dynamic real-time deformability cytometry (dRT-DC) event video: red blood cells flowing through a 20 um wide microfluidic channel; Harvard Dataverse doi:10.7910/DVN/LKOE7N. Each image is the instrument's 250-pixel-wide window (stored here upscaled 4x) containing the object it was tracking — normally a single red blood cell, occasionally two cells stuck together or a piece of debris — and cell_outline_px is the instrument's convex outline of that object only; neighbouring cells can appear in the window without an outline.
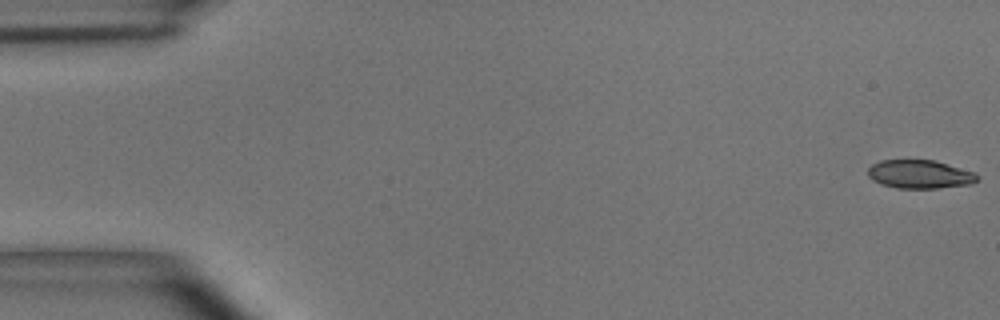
{"species": "common noctule bat (a hibernating species)", "species_latin": "Nyctalus noctula", "temperature_condition": "room temperature", "stored_images_in_passage": 12, "camera_frame_rate_fps": 3000, "um_per_image_px": 0.085, "animal": {"sex": "male", "body_mass_g": 15.6}, "frame": {"image": 1, "passage_image": 1, "time_ms": 0.0, "image_size_px": [1000, 320], "cell_outline_px": [[976, 180], [972, 184], [940, 188], [896, 188], [880, 184], [872, 180], [868, 176], [868, 168], [872, 164], [880, 160], [936, 160], [972, 172], [976, 176]], "centroid_in_image_um": [78.12, 14.81], "position_along_channel_um": 6.9, "area_um2": 18.09}}